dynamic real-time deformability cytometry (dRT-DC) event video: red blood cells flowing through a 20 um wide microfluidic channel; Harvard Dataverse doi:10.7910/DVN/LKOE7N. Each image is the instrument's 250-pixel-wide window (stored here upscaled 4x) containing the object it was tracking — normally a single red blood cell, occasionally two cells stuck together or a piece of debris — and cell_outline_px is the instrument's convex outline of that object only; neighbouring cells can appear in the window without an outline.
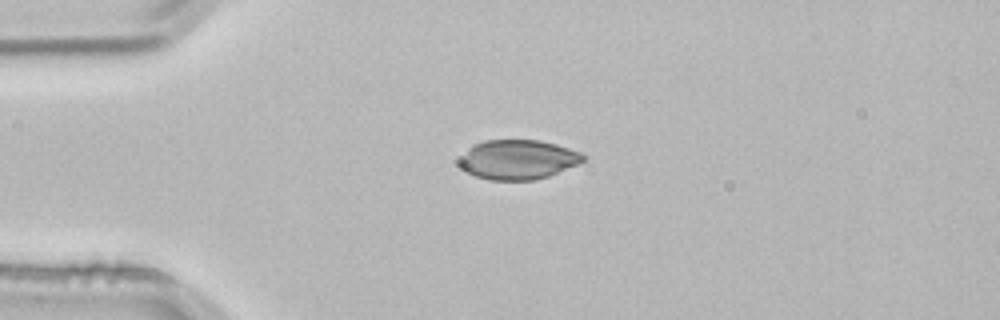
{"species": "common noctule bat (a hibernating species)", "species_latin": "Nyctalus noctula", "temperature_condition": "room temperature", "stored_images_in_passage": 2, "camera_frame_rate_fps": 3000, "um_per_image_px": 0.085, "animal": {"sex": "male", "body_mass_g": 21.5, "forearm_length_mm": 52.0}, "frame": {"image": 1, "passage_image": 1, "time_ms": 0.0, "image_size_px": [1000, 320], "cell_outline_px": [[584, 160], [580, 164], [548, 176], [532, 180], [488, 180], [476, 176], [468, 172], [456, 164], [456, 160], [472, 144], [484, 140], [540, 140], [556, 144], [580, 152], [584, 156]], "centroid_in_image_um": [43.98, 13.56], "position_along_channel_um": 41.0, "area_um2": 28.78}}